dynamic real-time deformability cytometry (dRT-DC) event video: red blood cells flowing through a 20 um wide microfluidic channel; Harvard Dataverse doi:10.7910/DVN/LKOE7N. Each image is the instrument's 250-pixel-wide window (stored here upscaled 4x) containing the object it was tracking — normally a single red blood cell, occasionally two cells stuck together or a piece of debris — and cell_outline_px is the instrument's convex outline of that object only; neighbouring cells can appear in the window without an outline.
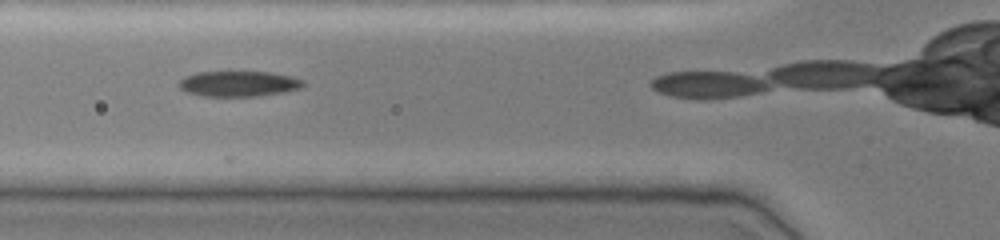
{"species": "common noctule bat (a hibernating species)", "species_latin": "Nyctalus noctula", "temperature_condition": "cold", "stored_images_in_passage": 13, "camera_frame_rate_fps": 3000, "um_per_image_px": 0.085, "animal": {"sex": "female", "body_mass_g": 19.0, "forearm_length_mm": 51.5}, "frame": {"image": 1, "passage_image": 6, "time_ms": 1.667, "image_size_px": [1000, 240], "cell_outline_px": [[304, 84], [300, 88], [284, 92], [256, 96], [200, 96], [188, 92], [180, 88], [176, 84], [184, 76], [196, 72], [272, 72], [292, 76], [304, 80]], "centroid_in_image_um": [20.27, 7.11], "position_along_channel_um": 105.5, "area_um2": 18.55}}